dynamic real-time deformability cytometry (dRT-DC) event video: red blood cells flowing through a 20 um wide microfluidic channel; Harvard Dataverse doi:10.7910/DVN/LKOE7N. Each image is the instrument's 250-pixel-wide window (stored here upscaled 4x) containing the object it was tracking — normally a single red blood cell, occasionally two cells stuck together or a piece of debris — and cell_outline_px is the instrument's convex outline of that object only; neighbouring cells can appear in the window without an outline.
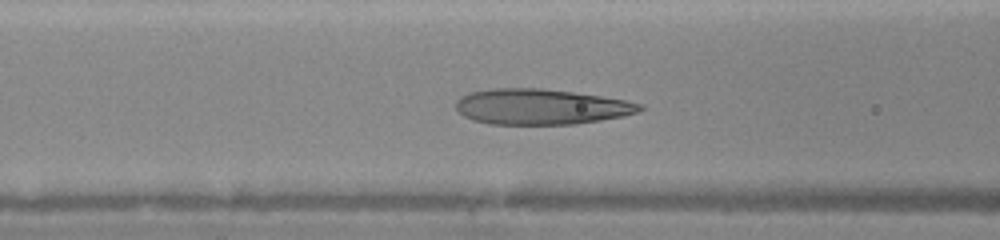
{"species": "human", "species_latin": "Homo sapiens", "temperature_condition": "warm", "stored_images_in_passage": 35, "camera_frame_rate_fps": 3000, "um_per_image_px": 0.085, "donor": {"sex": "female"}, "frame": {"image": 1, "passage_image": 8, "time_ms": 2.333, "image_size_px": [1000, 240], "cell_outline_px": [[644, 108], [636, 112], [624, 116], [576, 124], [492, 124], [472, 120], [464, 116], [456, 108], [456, 100], [460, 96], [472, 92], [496, 88], [540, 88], [572, 92], [600, 96], [624, 100], [644, 104]], "centroid_in_image_um": [45.97, 9.07], "position_along_channel_um": 120.6, "area_um2": 37.92}}
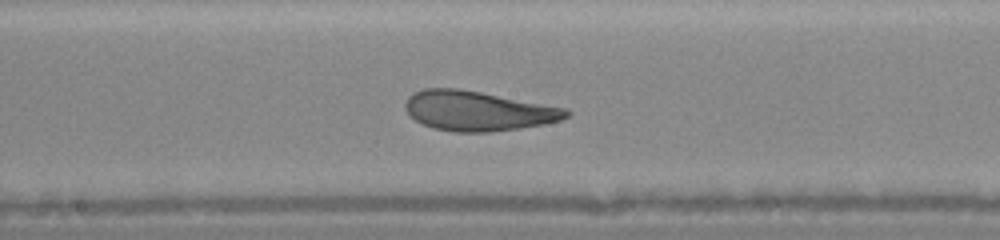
{"frame": {"image": 2, "passage_image": 14, "time_ms": 4.333, "image_size_px": [1000, 240], "cell_outline_px": [[572, 112], [568, 116], [560, 120], [544, 124], [520, 128], [488, 132], [456, 132], [432, 128], [416, 120], [404, 108], [404, 104], [408, 96], [412, 92], [424, 88], [460, 88], [568, 108]], "centroid_in_image_um": [40.62, 9.41], "position_along_channel_um": 207.6, "area_um2": 37.45}}
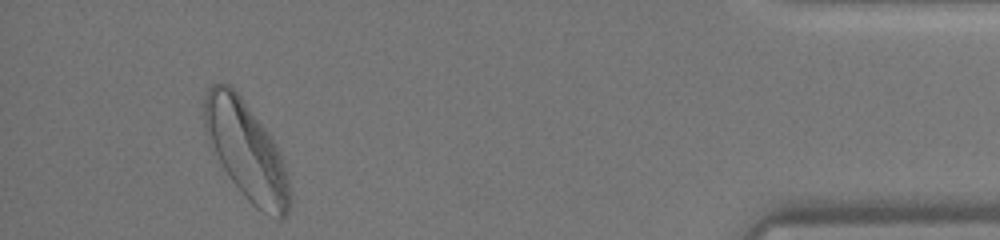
{"frame": {"image": 3, "passage_image": 32, "time_ms": 10.333, "image_size_px": [1000, 240], "cell_outline_px": [[292, 196], [288, 216], [280, 220], [256, 208], [244, 196], [232, 180], [208, 144], [204, 128], [204, 96], [208, 88], [212, 84], [228, 84], [240, 96], [268, 132], [276, 144], [284, 164], [288, 176]], "centroid_in_image_um": [20.95, 12.84], "position_along_channel_um": 414.2, "area_um2": 48.61}}